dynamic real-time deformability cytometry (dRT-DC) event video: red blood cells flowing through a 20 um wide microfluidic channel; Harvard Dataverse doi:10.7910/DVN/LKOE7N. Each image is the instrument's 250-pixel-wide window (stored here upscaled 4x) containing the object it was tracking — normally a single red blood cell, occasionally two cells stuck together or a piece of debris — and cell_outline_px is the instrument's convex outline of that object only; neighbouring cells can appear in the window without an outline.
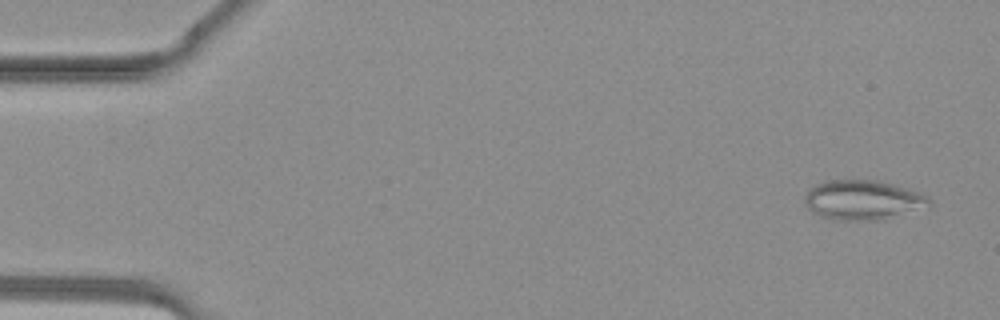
{"species": "common noctule bat (a hibernating species)", "species_latin": "Nyctalus noctula", "temperature_condition": "warm", "stored_images_in_passage": 39, "camera_frame_rate_fps": 3000, "um_per_image_px": 0.085, "animal": {"sex": "female", "body_mass_g": 19.3, "forearm_length_mm": 54.1}, "frame": {"image": 1, "passage_image": 2, "time_ms": 0.333, "image_size_px": [1000, 320], "cell_outline_px": [[932, 204], [928, 208], [884, 220], [832, 220], [820, 216], [812, 212], [804, 204], [804, 196], [808, 188], [816, 184], [828, 180], [880, 180], [908, 188], [920, 192], [932, 200]], "centroid_in_image_um": [73.38, 17.01], "position_along_channel_um": 11.6, "area_um2": 29.54}}
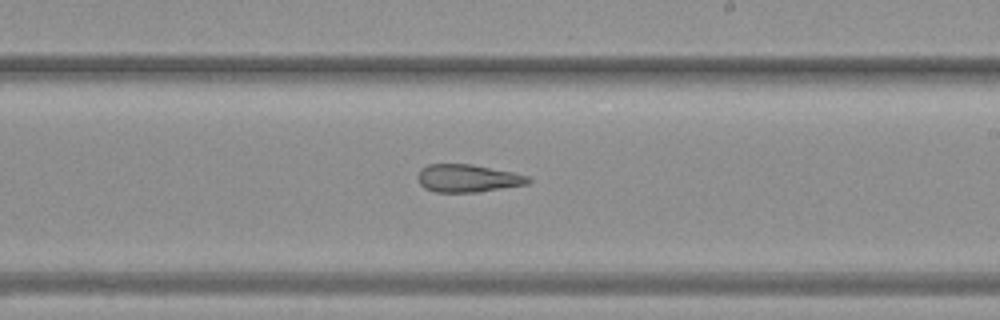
{"frame": {"image": 2, "passage_image": 23, "time_ms": 7.333, "image_size_px": [1000, 320], "cell_outline_px": [[532, 180], [528, 184], [480, 192], [436, 192], [424, 188], [420, 184], [416, 176], [420, 168], [428, 164], [472, 164], [512, 172], [528, 176]], "centroid_in_image_um": [39.73, 15.15], "position_along_channel_um": 249.3, "area_um2": 18.03}}
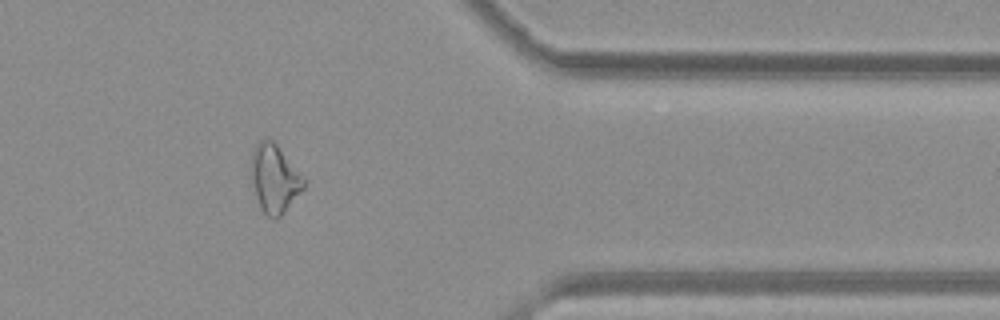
{"frame": {"image": 3, "passage_image": 32, "time_ms": 10.333, "image_size_px": [1000, 320], "cell_outline_px": [[304, 188], [284, 212], [276, 220], [272, 220], [260, 208], [252, 184], [252, 152], [256, 144], [264, 136], [268, 136], [276, 144], [304, 176]], "centroid_in_image_um": [23.33, 15.17], "position_along_channel_um": 388.1, "area_um2": 20.87}}